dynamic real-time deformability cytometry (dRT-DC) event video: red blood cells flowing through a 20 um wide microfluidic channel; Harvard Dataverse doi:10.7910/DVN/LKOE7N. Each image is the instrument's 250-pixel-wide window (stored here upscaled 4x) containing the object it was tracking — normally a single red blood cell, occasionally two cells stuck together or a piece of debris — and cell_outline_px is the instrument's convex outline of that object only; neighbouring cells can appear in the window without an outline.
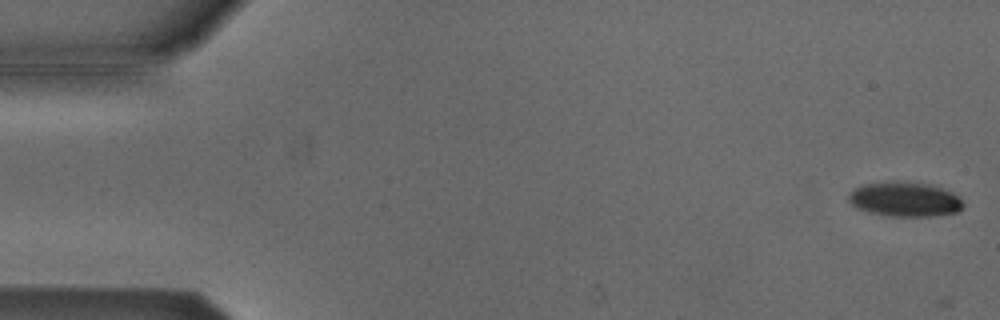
{"species": "Egyptian fruit bat (a non-hibernating species)", "species_latin": "Rousettus aegyptiacus", "temperature_condition": "cold", "stored_images_in_passage": 4, "camera_frame_rate_fps": 3000, "um_per_image_px": 0.085, "animal": {"sex": "male"}, "frame": {"image": 1, "passage_image": 1, "time_ms": 0.0, "image_size_px": [1000, 320], "cell_outline_px": [[964, 208], [960, 212], [932, 216], [884, 216], [868, 212], [856, 208], [848, 200], [848, 196], [856, 188], [864, 184], [928, 184], [952, 192], [960, 196], [964, 204]], "centroid_in_image_um": [76.97, 17.0], "position_along_channel_um": 8.0, "area_um2": 22.48}}